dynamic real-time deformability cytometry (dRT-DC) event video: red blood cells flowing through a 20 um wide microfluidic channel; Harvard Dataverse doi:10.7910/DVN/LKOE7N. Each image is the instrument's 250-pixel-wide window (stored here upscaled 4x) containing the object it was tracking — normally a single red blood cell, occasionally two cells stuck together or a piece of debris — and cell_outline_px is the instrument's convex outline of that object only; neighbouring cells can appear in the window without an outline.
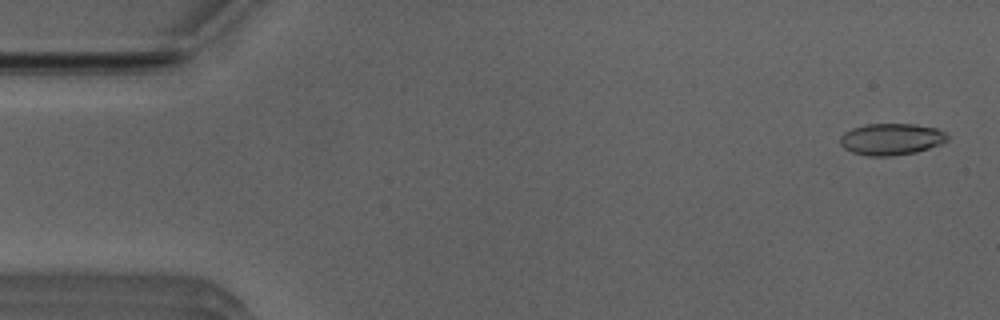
{"species": "Egyptian fruit bat (a non-hibernating species)", "species_latin": "Rousettus aegyptiacus", "temperature_condition": "room temperature", "stored_images_in_passage": 51, "camera_frame_rate_fps": 3000, "um_per_image_px": 0.085, "animal": {"sex": "male"}, "frame": {"image": 1, "passage_image": 2, "time_ms": 0.333, "image_size_px": [1000, 320], "cell_outline_px": [[948, 140], [940, 144], [916, 152], [892, 156], [868, 156], [852, 152], [844, 148], [840, 144], [840, 136], [844, 132], [852, 128], [864, 124], [916, 124], [936, 128], [944, 132], [948, 136]], "centroid_in_image_um": [75.74, 11.82], "position_along_channel_um": 9.3, "area_um2": 19.83}}
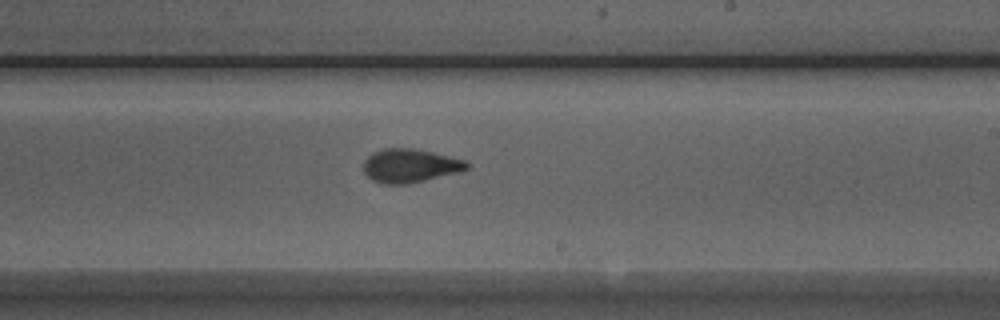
{"frame": {"image": 2, "passage_image": 30, "time_ms": 9.667, "image_size_px": [1000, 320], "cell_outline_px": [[472, 164], [468, 168], [460, 172], [408, 184], [380, 184], [372, 180], [364, 172], [364, 160], [368, 156], [384, 148], [412, 148], [432, 152], [464, 160]], "centroid_in_image_um": [34.86, 14.1], "position_along_channel_um": 254.1, "area_um2": 20.23}}
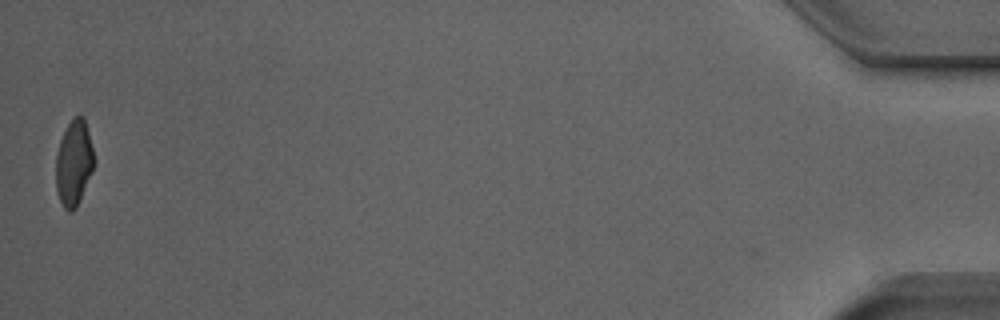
{"frame": {"image": 3, "passage_image": 51, "time_ms": 16.667, "image_size_px": [1000, 320], "cell_outline_px": [[92, 172], [80, 200], [76, 208], [72, 212], [68, 212], [64, 208], [56, 192], [56, 156], [60, 140], [68, 124], [76, 116], [84, 116], [92, 148]], "centroid_in_image_um": [6.25, 13.9], "position_along_channel_um": 428.9, "area_um2": 18.67}, "authors_computed_cell_mechanics": {"area_um2": 19.8832, "velocity_mm_per_s": 3.9564, "shape_relaxation_time_tau1_ms": 7.0659, "shape_relaxation_time_tau2_ms": 1.1417, "deformation_change_tau1": 0.2039, "deformation_change_tau2": 0.0667}}